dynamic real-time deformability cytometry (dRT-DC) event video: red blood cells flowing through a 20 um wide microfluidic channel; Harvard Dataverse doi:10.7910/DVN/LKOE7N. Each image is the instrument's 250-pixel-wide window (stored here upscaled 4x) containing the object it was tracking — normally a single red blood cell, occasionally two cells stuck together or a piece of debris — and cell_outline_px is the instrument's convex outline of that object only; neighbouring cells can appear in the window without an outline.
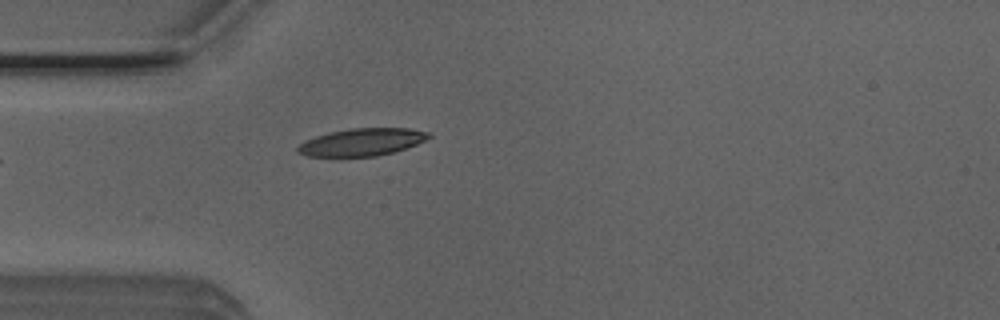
{"species": "Egyptian fruit bat (a non-hibernating species)", "species_latin": "Rousettus aegyptiacus", "temperature_condition": "room temperature", "stored_images_in_passage": 5, "camera_frame_rate_fps": 3000, "um_per_image_px": 0.085, "animal": {"sex": "male"}, "frame": {"image": 1, "passage_image": 5, "time_ms": 1.333, "image_size_px": [1000, 320], "cell_outline_px": [[432, 136], [416, 144], [392, 152], [376, 156], [308, 156], [296, 152], [296, 148], [304, 140], [316, 136], [348, 128], [408, 128], [428, 132]], "centroid_in_image_um": [30.73, 12.07], "position_along_channel_um": 54.3, "area_um2": 20.69}}